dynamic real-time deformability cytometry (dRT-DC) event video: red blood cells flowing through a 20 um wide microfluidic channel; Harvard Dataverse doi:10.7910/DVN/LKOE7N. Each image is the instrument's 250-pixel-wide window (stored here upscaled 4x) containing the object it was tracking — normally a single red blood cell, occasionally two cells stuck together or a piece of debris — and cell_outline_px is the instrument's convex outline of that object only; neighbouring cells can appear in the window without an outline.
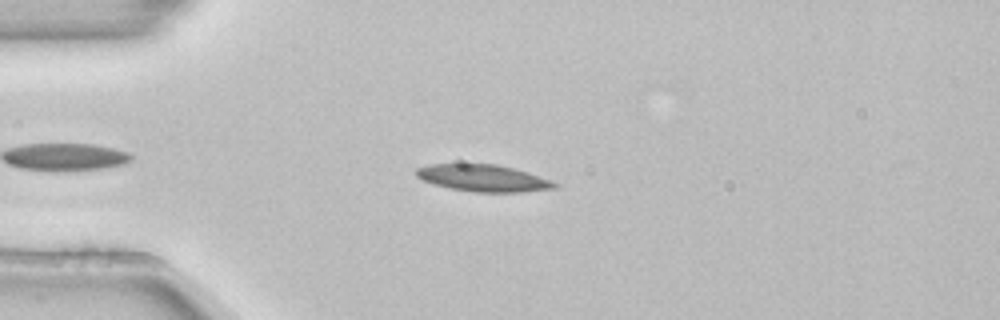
{"species": "common noctule bat (a hibernating species)", "species_latin": "Nyctalus noctula", "temperature_condition": "room temperature", "stored_images_in_passage": 5, "camera_frame_rate_fps": 3000, "um_per_image_px": 0.085, "animal": {"sex": "female", "body_mass_g": 22.7, "forearm_length_mm": 54.2}, "frame": {"image": 1, "passage_image": 4, "time_ms": 1.0, "image_size_px": [1000, 320], "cell_outline_px": [[560, 184], [556, 188], [524, 192], [472, 192], [448, 188], [432, 184], [416, 176], [416, 168], [428, 164], [496, 164], [512, 168], [552, 180]], "centroid_in_image_um": [41.07, 15.15], "position_along_channel_um": 43.9, "area_um2": 21.73}}